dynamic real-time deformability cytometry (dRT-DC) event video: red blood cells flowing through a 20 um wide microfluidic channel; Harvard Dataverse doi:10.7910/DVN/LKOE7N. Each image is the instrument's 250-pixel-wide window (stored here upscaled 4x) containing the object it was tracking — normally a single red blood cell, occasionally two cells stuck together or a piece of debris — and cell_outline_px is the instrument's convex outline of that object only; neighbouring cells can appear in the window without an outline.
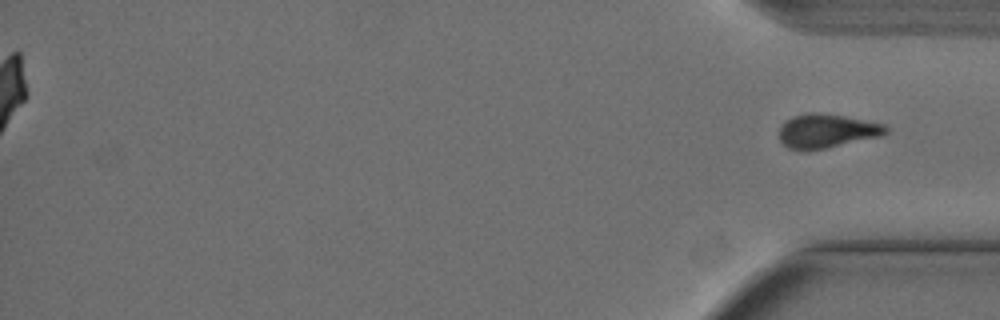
{"species": "Egyptian fruit bat (a non-hibernating species)", "species_latin": "Rousettus aegyptiacus", "temperature_condition": "cold", "stored_images_in_passage": 43, "segment_of_instrument_passage": [2, 2], "camera_frame_rate_fps": 3000, "um_per_image_px": 0.085, "animal": {"sex": "female"}, "frame": {"image": 1, "passage_image": 43, "time_ms": 14.0, "image_size_px": [1000, 320], "cell_outline_px": [[888, 132], [884, 136], [824, 148], [788, 148], [780, 140], [780, 128], [784, 120], [792, 116], [812, 112], [816, 112], [844, 116], [884, 124], [888, 128]], "centroid_in_image_um": [70.31, 11.1], "position_along_channel_um": 364.9, "area_um2": 20.75}}